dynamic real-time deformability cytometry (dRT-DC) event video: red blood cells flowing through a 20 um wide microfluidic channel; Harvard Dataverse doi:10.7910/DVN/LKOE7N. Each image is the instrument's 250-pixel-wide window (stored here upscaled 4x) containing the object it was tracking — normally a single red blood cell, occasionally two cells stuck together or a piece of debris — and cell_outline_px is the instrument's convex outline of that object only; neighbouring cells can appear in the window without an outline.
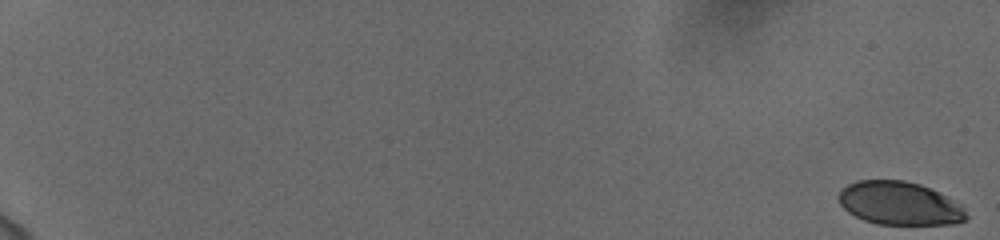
{"species": "human", "species_latin": "Homo sapiens", "temperature_condition": "cold", "stored_images_in_passage": 59, "camera_frame_rate_fps": 3000, "um_per_image_px": 0.085, "donor": {"sex": "female"}, "frame": {"image": 1, "passage_image": 1, "time_ms": 0.0, "image_size_px": [1000, 240], "cell_outline_px": [[968, 216], [964, 220], [956, 224], [876, 224], [864, 220], [848, 212], [840, 204], [840, 188], [856, 180], [904, 180], [920, 184], [944, 196], [964, 208]], "centroid_in_image_um": [76.42, 17.29], "position_along_channel_um": 8.6, "area_um2": 31.85}}
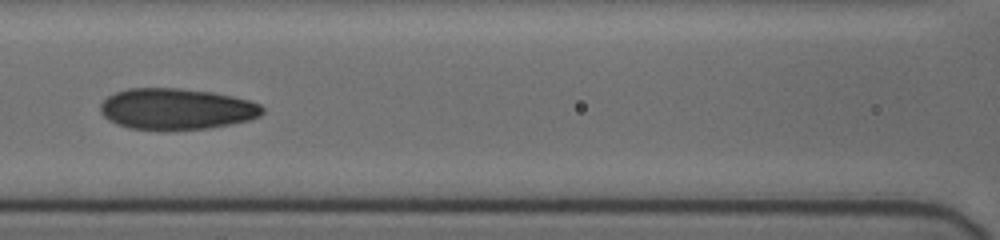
{"frame": {"image": 2, "passage_image": 31, "time_ms": 10.0, "image_size_px": [1000, 240], "cell_outline_px": [[264, 112], [260, 116], [252, 120], [232, 124], [208, 128], [128, 128], [116, 124], [108, 120], [100, 112], [100, 104], [108, 96], [116, 92], [128, 88], [180, 88], [212, 92], [232, 96], [248, 100], [260, 104], [264, 108]], "centroid_in_image_um": [15.02, 9.24], "position_along_channel_um": 151.6, "area_um2": 38.55}}
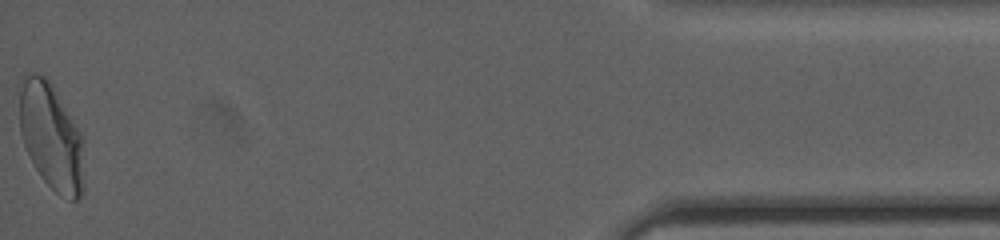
{"frame": {"image": 3, "passage_image": 59, "time_ms": 19.333, "image_size_px": [1000, 240], "cell_outline_px": [[84, 188], [80, 196], [76, 200], [72, 200], [56, 192], [40, 176], [24, 144], [20, 132], [16, 84], [20, 76], [24, 72], [32, 72], [44, 76], [52, 84], [84, 136]], "centroid_in_image_um": [4.33, 11.51], "position_along_channel_um": 430.9, "area_um2": 41.5}, "authors_computed_cell_mechanics": {"area_um2": 37.1076, "velocity_mm_per_s": 3.7485, "shape_relaxation_time_tau1_ms": 6.1144, "shape_relaxation_time_tau2_ms": 1.4584, "deformation_change_tau1": 0.1932, "deformation_change_tau2": 0.0694}}